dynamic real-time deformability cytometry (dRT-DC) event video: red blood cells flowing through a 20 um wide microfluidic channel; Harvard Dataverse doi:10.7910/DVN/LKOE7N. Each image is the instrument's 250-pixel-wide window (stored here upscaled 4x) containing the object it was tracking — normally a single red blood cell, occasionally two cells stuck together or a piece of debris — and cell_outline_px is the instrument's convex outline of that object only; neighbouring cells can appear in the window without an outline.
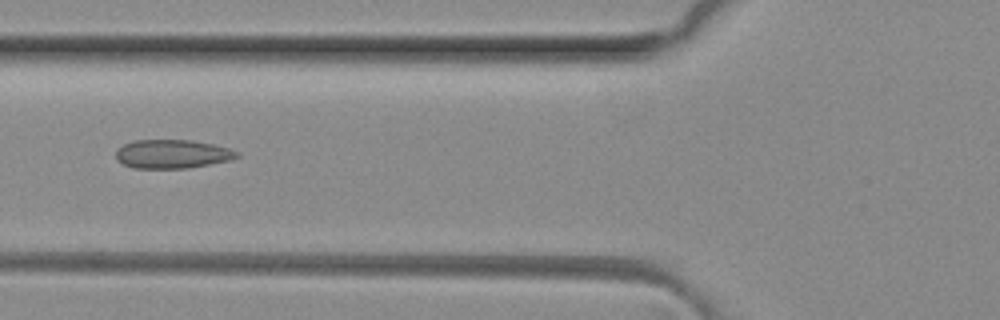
{"species": "common noctule bat (a hibernating species)", "species_latin": "Nyctalus noctula", "temperature_condition": "room temperature", "stored_images_in_passage": 4, "camera_frame_rate_fps": 3000, "um_per_image_px": 0.085, "animal": {"sex": "female", "body_mass_g": 29.2, "forearm_length_mm": 56.3}, "frame": {"image": 1, "passage_image": 4, "time_ms": 1.0, "image_size_px": [1000, 320], "cell_outline_px": [[240, 156], [232, 160], [188, 168], [132, 168], [116, 160], [116, 148], [124, 144], [136, 140], [192, 140], [212, 144], [228, 148], [240, 152]], "centroid_in_image_um": [14.65, 13.09], "position_along_channel_um": 111.1, "area_um2": 20.4}}